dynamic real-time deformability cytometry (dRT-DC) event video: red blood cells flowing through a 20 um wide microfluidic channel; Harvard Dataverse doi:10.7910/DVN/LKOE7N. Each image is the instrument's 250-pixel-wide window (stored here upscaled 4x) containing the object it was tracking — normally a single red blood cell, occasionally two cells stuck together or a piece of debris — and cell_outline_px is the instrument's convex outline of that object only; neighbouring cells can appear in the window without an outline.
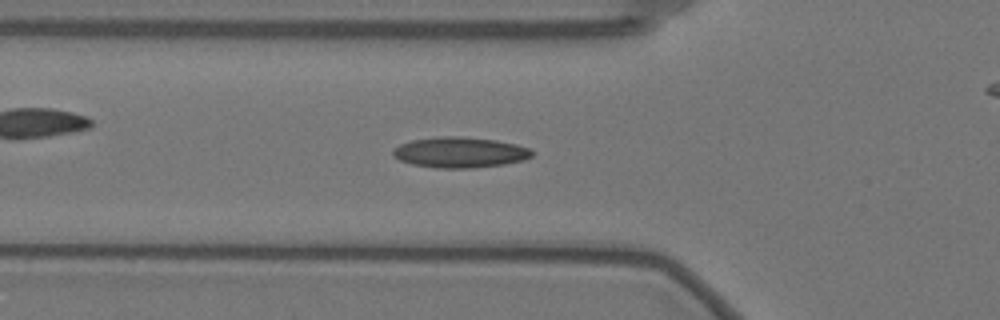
{"species": "Egyptian fruit bat (a non-hibernating species)", "species_latin": "Rousettus aegyptiacus", "temperature_condition": "warm", "stored_images_in_passage": 41, "camera_frame_rate_fps": 3000, "um_per_image_px": 0.085, "animal": {"sex": "female"}, "frame": {"image": 1, "passage_image": 9, "time_ms": 2.667, "image_size_px": [1000, 320], "cell_outline_px": [[532, 156], [524, 160], [504, 164], [472, 168], [436, 168], [412, 164], [400, 160], [392, 156], [392, 152], [400, 144], [412, 140], [444, 136], [460, 136], [496, 140], [516, 144], [528, 148], [532, 152]], "centroid_in_image_um": [39.09, 12.95], "position_along_channel_um": 86.7, "area_um2": 24.68}}
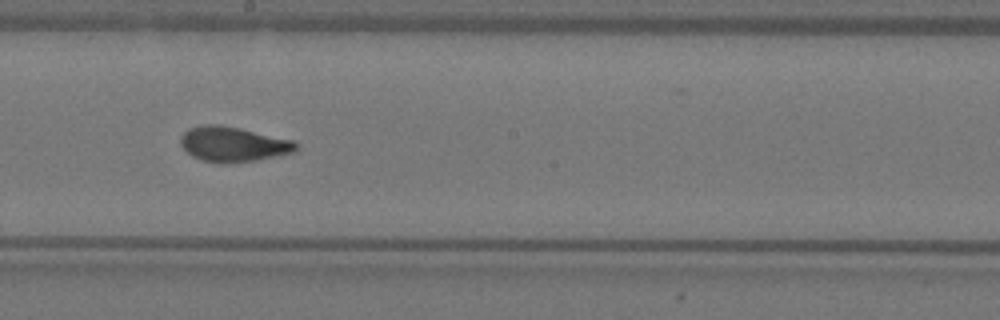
{"frame": {"image": 2, "passage_image": 21, "time_ms": 6.667, "image_size_px": [1000, 320], "cell_outline_px": [[300, 148], [296, 152], [256, 160], [228, 164], [204, 160], [192, 156], [180, 144], [180, 136], [188, 128], [204, 124], [220, 124], [240, 128], [292, 140]], "centroid_in_image_um": [19.82, 12.25], "position_along_channel_um": 228.4, "area_um2": 23.58}}
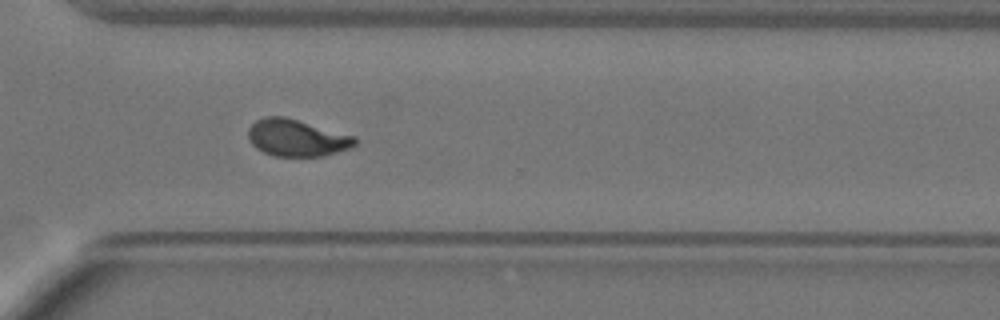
{"frame": {"image": 3, "passage_image": 31, "time_ms": 10.0, "image_size_px": [1000, 320], "cell_outline_px": [[360, 140], [352, 148], [324, 156], [276, 156], [264, 152], [256, 148], [248, 140], [248, 128], [256, 120], [264, 116], [284, 116], [356, 136]], "centroid_in_image_um": [25.25, 11.71], "position_along_channel_um": 345.3, "area_um2": 23.24}, "authors_computed_cell_mechanics": {"area_um2": 23.0044, "velocity_mm_per_s": 3.5155, "shape_relaxation_time_tau1_ms": 6.0297, "shape_relaxation_time_tau2_ms": 1.1435, "deformation_change_tau1": 0.1976, "deformation_change_tau2": 0.0716}}